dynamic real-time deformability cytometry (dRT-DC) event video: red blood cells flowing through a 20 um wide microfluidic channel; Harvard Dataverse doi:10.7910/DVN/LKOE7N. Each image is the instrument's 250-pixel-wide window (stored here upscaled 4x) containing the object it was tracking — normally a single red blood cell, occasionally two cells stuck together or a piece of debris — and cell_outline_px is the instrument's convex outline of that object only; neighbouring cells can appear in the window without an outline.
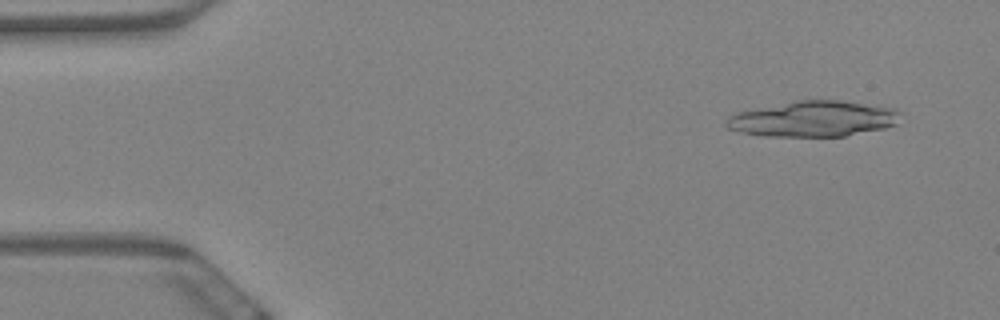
{"species": "Egyptian fruit bat (a non-hibernating species)", "species_latin": "Rousettus aegyptiacus", "temperature_condition": "warm", "stored_images_in_passage": 19, "camera_frame_rate_fps": 3000, "um_per_image_px": 0.085, "animal": {"sex": "female"}, "frame": {"image": 1, "passage_image": 4, "time_ms": 1.0, "image_size_px": [1000, 320], "cell_outline_px": [[900, 112], [896, 124], [884, 128], [844, 136], [764, 136], [736, 132], [728, 128], [724, 124], [724, 120], [728, 116], [736, 112], [796, 100], [840, 100], [896, 108]], "centroid_in_image_um": [69.08, 10.1], "position_along_channel_um": 15.9, "area_um2": 36.36}}